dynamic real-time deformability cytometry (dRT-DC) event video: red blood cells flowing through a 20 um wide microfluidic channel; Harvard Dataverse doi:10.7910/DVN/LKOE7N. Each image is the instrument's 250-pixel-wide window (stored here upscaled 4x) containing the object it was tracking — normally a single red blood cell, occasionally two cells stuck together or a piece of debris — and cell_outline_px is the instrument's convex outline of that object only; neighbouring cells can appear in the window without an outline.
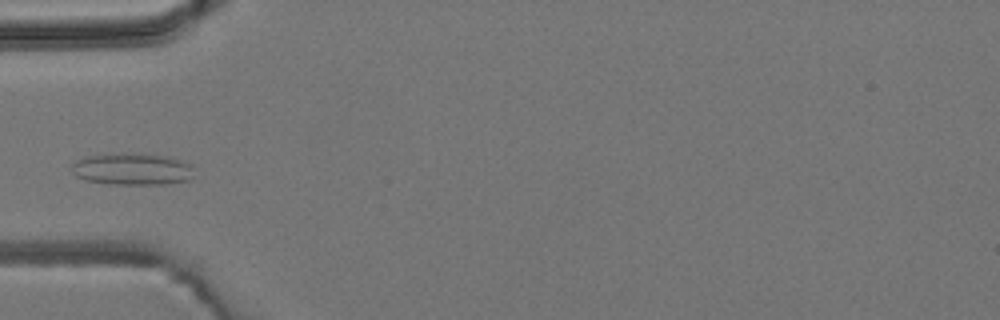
{"species": "common noctule bat (a hibernating species)", "species_latin": "Nyctalus noctula", "temperature_condition": "room temperature", "stored_images_in_passage": 4, "camera_frame_rate_fps": 3000, "um_per_image_px": 0.085, "animal": {"sex": "male", "body_mass_g": 19.2, "forearm_length_mm": 51.8}, "frame": {"image": 1, "passage_image": 3, "time_ms": 2.333, "image_size_px": [1000, 320], "cell_outline_px": [[192, 180], [168, 184], [112, 184], [84, 180], [76, 176], [72, 172], [72, 164], [76, 160], [84, 156], [164, 156], [192, 164]], "centroid_in_image_um": [11.25, 14.44], "position_along_channel_um": 73.7, "area_um2": 21.79}}